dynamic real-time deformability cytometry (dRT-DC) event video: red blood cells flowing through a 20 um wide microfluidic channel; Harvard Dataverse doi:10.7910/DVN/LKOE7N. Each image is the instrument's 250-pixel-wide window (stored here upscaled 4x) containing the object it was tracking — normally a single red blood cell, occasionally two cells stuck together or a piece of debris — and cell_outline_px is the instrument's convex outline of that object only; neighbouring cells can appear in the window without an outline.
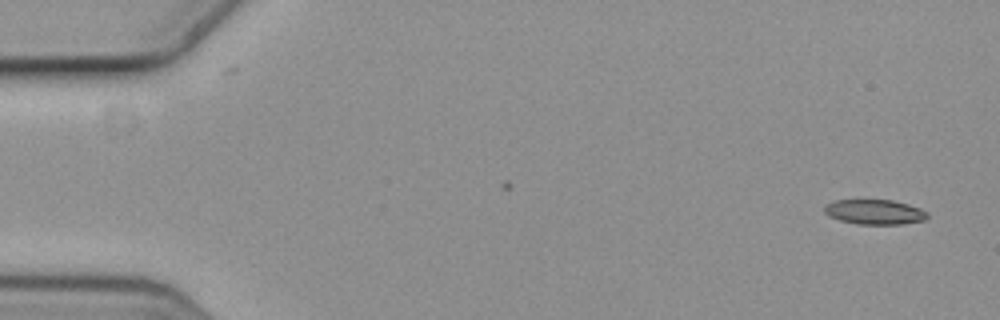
{"species": "common noctule bat (a hibernating species)", "species_latin": "Nyctalus noctula", "temperature_condition": "cold", "stored_images_in_passage": 3, "camera_frame_rate_fps": 3000, "um_per_image_px": 0.085, "animal": {"sex": "female", "body_mass_g": 19.3, "forearm_length_mm": 54.1}, "frame": {"image": 1, "passage_image": 3, "time_ms": 0.667, "image_size_px": [1000, 320], "cell_outline_px": [[928, 216], [924, 220], [904, 224], [856, 224], [840, 220], [828, 216], [824, 212], [824, 204], [836, 200], [892, 200], [908, 204], [920, 208], [928, 212]], "centroid_in_image_um": [74.33, 18.02], "position_along_channel_um": 10.7, "area_um2": 15.03}}